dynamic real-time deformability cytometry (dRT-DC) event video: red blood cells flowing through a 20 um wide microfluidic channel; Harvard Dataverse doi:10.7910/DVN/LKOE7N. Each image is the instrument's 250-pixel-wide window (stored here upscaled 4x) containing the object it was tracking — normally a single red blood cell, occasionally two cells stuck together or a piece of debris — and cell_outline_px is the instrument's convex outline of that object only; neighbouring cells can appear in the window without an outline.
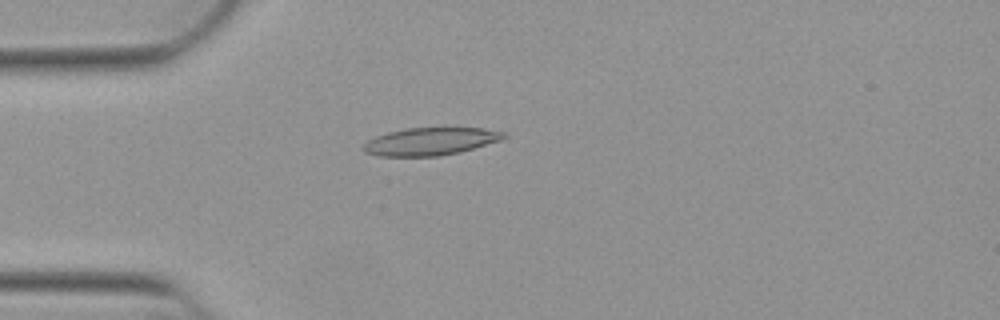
{"species": "Egyptian fruit bat (a non-hibernating species)", "species_latin": "Rousettus aegyptiacus", "temperature_condition": "warm", "stored_images_in_passage": 52, "camera_frame_rate_fps": 3000, "um_per_image_px": 0.085, "animal": {"sex": "female"}, "frame": {"image": 1, "passage_image": 14, "time_ms": 4.333, "image_size_px": [1000, 320], "cell_outline_px": [[508, 136], [500, 140], [460, 152], [440, 156], [380, 156], [364, 152], [360, 148], [368, 140], [376, 136], [388, 132], [408, 128], [484, 128], [508, 132]], "centroid_in_image_um": [36.59, 12.02], "position_along_channel_um": 48.4, "area_um2": 22.66}}
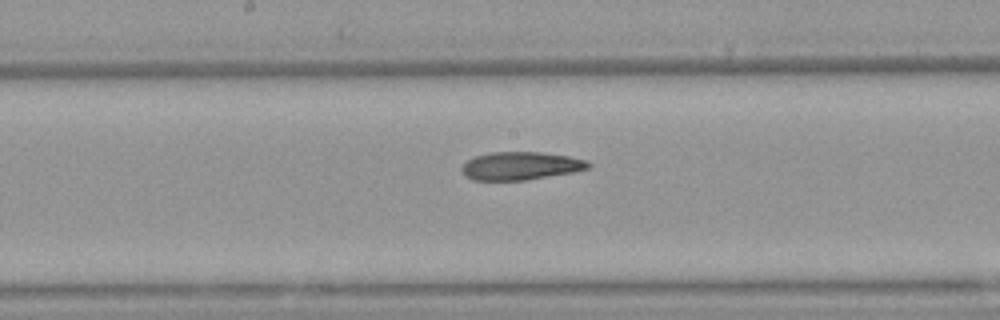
{"frame": {"image": 2, "passage_image": 27, "time_ms": 8.667, "image_size_px": [1000, 320], "cell_outline_px": [[592, 164], [588, 168], [572, 172], [524, 180], [472, 180], [464, 176], [460, 172], [460, 168], [468, 160], [476, 156], [492, 152], [540, 152], [568, 156], [588, 160]], "centroid_in_image_um": [44.22, 14.1], "position_along_channel_um": 204.0, "area_um2": 20.63}}
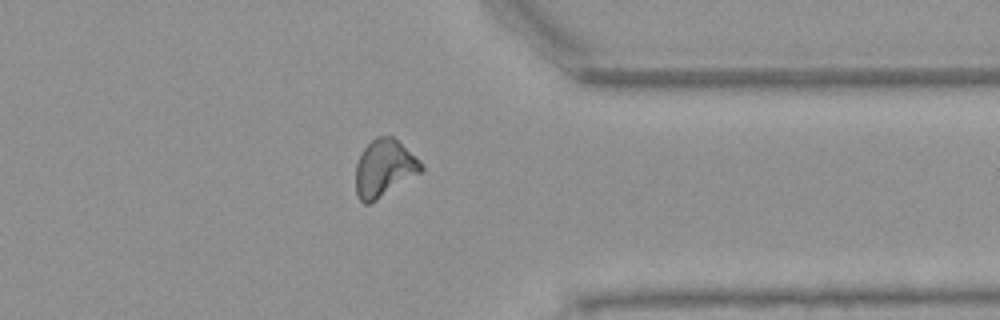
{"frame": {"image": 3, "passage_image": 41, "time_ms": 13.333, "image_size_px": [1000, 320], "cell_outline_px": [[424, 168], [420, 172], [376, 200], [368, 204], [364, 204], [360, 200], [356, 192], [356, 164], [360, 152], [376, 136], [392, 136], [420, 160], [424, 164]], "centroid_in_image_um": [32.64, 14.28], "position_along_channel_um": 378.8, "area_um2": 21.56}, "authors_computed_cell_mechanics": {"area_um2": 21.6461, "velocity_mm_per_s": 3.9143, "shape_relaxation_time_tau1_ms": null, "shape_relaxation_time_tau2_ms": 3.0833, "deformation_change_tau1": null, "deformation_change_tau2": 0.1146}}